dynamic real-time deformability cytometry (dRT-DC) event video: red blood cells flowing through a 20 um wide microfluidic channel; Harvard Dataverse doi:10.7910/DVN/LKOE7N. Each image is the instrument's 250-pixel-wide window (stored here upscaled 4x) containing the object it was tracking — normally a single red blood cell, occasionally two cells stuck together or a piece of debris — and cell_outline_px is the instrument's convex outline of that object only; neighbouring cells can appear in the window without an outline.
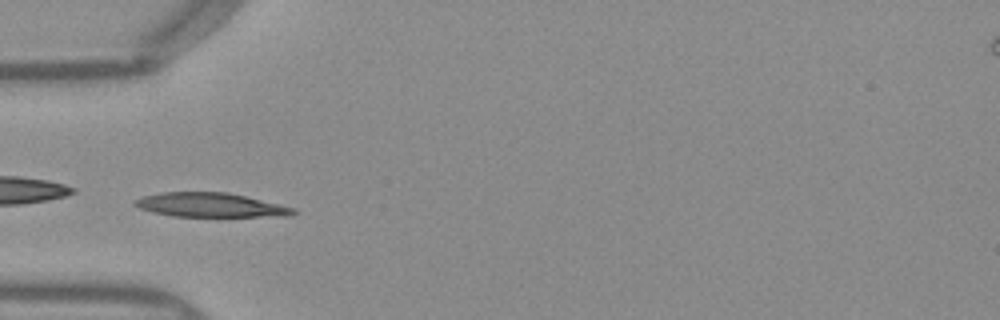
{"species": "Egyptian fruit bat (a non-hibernating species)", "species_latin": "Rousettus aegyptiacus", "temperature_condition": "warm", "stored_images_in_passage": 37, "camera_frame_rate_fps": 3000, "um_per_image_px": 0.085, "frame": {"image": 1, "passage_image": 2, "time_ms": 0.333, "image_size_px": [1000, 320], "cell_outline_px": [[300, 212], [288, 216], [172, 216], [152, 212], [140, 208], [132, 204], [136, 200], [144, 196], [160, 192], [228, 192], [296, 208]], "centroid_in_image_um": [17.91, 17.42], "position_along_channel_um": 67.1, "area_um2": 22.25}}
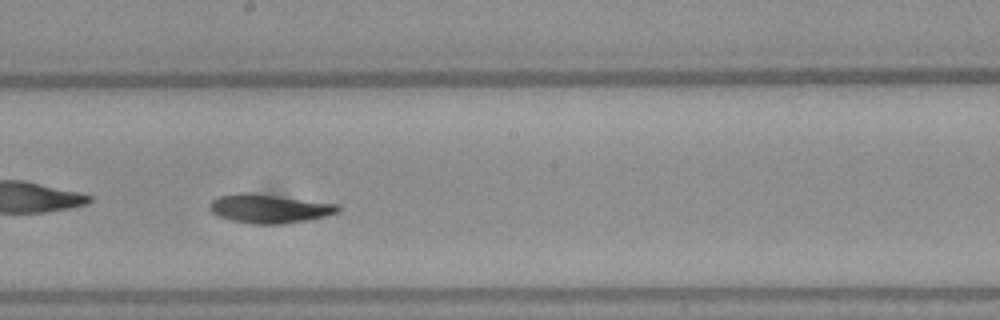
{"frame": {"image": 2, "passage_image": 14, "time_ms": 4.333, "image_size_px": [1000, 320], "cell_outline_px": [[340, 212], [308, 220], [280, 224], [252, 224], [232, 220], [216, 216], [208, 208], [208, 204], [212, 200], [220, 196], [240, 192], [244, 192], [340, 204]], "centroid_in_image_um": [22.86, 17.74], "position_along_channel_um": 225.3, "area_um2": 21.5}}
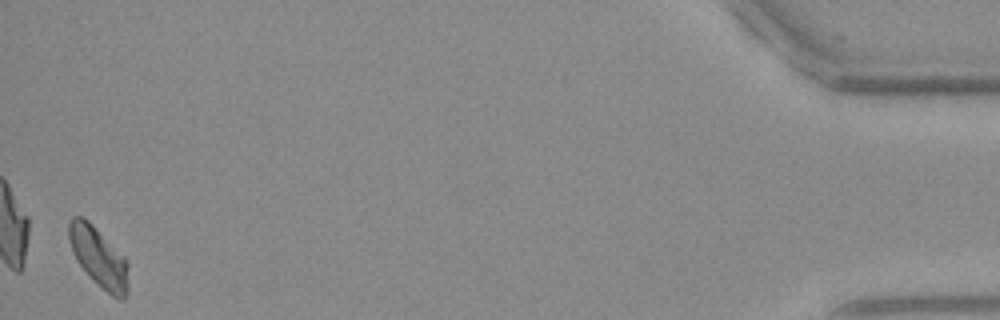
{"frame": {"image": 3, "passage_image": 36, "time_ms": 11.667, "image_size_px": [1000, 320], "cell_outline_px": [[128, 292], [124, 300], [120, 300], [112, 296], [96, 284], [92, 280], [76, 260], [72, 252], [68, 236], [68, 224], [72, 216], [80, 216], [88, 220], [128, 260]], "centroid_in_image_um": [8.4, 21.89], "position_along_channel_um": 426.8, "area_um2": 20.98}, "authors_computed_cell_mechanics": {"area_um2": 20.7502, "velocity_mm_per_s": 3.9584, "shape_relaxation_time_tau1_ms": 9.3436, "shape_relaxation_time_tau2_ms": null, "deformation_change_tau1": 0.1868, "deformation_change_tau2": null}}